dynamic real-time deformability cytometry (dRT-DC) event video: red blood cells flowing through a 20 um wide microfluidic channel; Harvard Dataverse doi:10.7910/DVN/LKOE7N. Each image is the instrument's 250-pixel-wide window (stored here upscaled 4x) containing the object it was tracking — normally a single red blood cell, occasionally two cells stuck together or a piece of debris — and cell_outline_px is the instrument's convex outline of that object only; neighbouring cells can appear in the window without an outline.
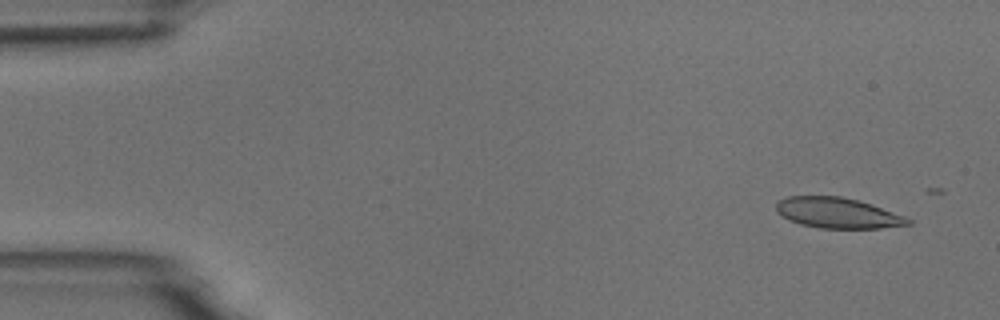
{"species": "common noctule bat (a hibernating species)", "species_latin": "Nyctalus noctula", "temperature_condition": "room temperature", "stored_images_in_passage": 4, "camera_frame_rate_fps": 3000, "um_per_image_px": 0.085, "animal": {"sex": "male", "body_mass_g": 18.8}, "frame": {"image": 1, "passage_image": 1, "time_ms": 0.0, "image_size_px": [1000, 320], "cell_outline_px": [[912, 224], [880, 228], [820, 228], [800, 224], [788, 220], [776, 212], [776, 204], [780, 200], [788, 196], [840, 196], [860, 200], [872, 204], [904, 216], [912, 220]], "centroid_in_image_um": [71.19, 18.1], "position_along_channel_um": 13.8, "area_um2": 23.52}}
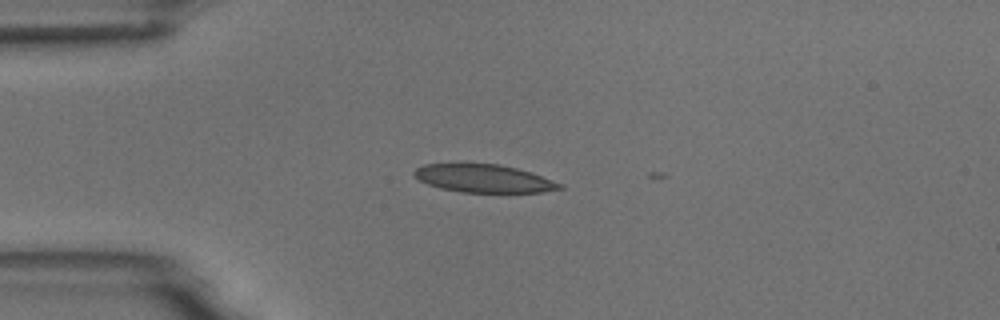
{"frame": {"image": 2, "passage_image": 3, "time_ms": 3.333, "image_size_px": [1000, 320], "cell_outline_px": [[564, 188], [544, 192], [460, 192], [440, 188], [428, 184], [412, 176], [412, 172], [416, 168], [424, 164], [500, 164], [516, 168], [564, 184]], "centroid_in_image_um": [41.09, 15.17], "position_along_channel_um": 43.9, "area_um2": 23.58}}